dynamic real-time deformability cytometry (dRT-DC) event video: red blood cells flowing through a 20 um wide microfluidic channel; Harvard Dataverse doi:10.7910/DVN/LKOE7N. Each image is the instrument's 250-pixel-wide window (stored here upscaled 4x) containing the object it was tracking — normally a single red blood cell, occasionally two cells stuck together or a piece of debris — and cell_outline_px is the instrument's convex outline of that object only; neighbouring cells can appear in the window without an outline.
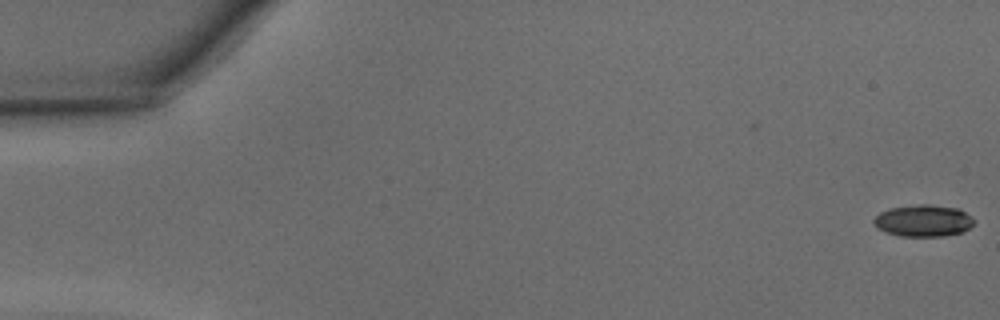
{"species": "common noctule bat (a hibernating species)", "species_latin": "Nyctalus noctula", "temperature_condition": "warm", "stored_images_in_passage": 44, "camera_frame_rate_fps": 3000, "um_per_image_px": 0.085, "animal": {"sex": "male", "body_mass_g": 15.6}, "frame": {"image": 1, "passage_image": 1, "time_ms": 0.0, "image_size_px": [1000, 320], "cell_outline_px": [[976, 220], [964, 232], [944, 236], [900, 236], [884, 232], [876, 228], [872, 220], [880, 212], [888, 208], [920, 204], [928, 204], [956, 208], [972, 216]], "centroid_in_image_um": [78.46, 18.76], "position_along_channel_um": 6.5, "area_um2": 18.73}}
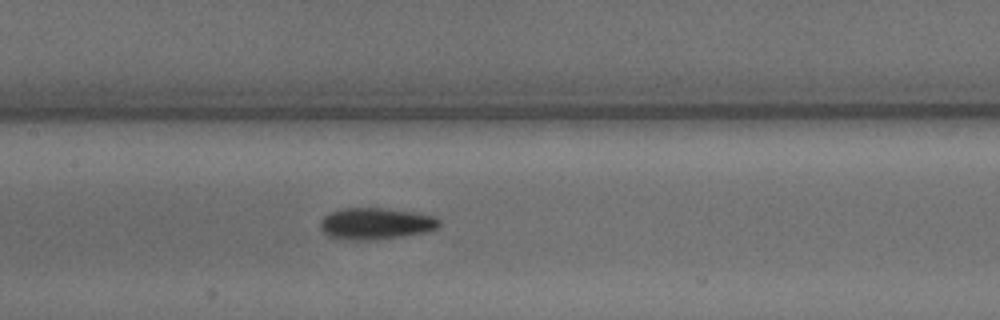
{"frame": {"image": 2, "passage_image": 23, "time_ms": 7.333, "image_size_px": [1000, 320], "cell_outline_px": [[440, 228], [424, 232], [400, 236], [368, 240], [344, 240], [328, 236], [320, 228], [320, 220], [328, 212], [340, 208], [380, 208], [436, 216], [440, 220]], "centroid_in_image_um": [31.89, 19.01], "position_along_channel_um": 175.5, "area_um2": 21.85}}
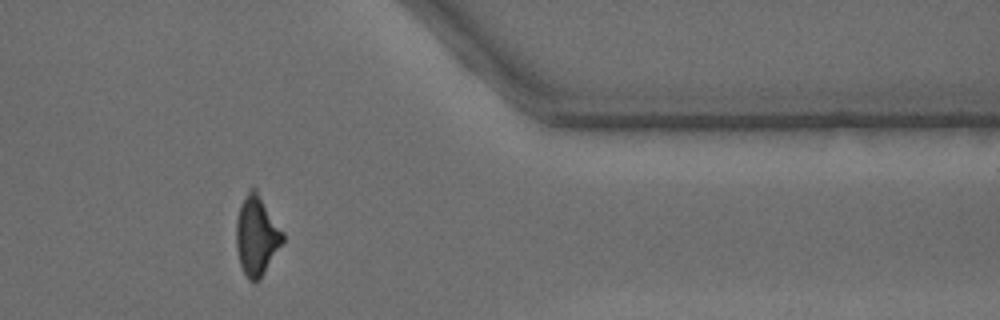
{"frame": {"image": 3, "passage_image": 39, "time_ms": 12.667, "image_size_px": [1000, 320], "cell_outline_px": [[284, 240], [260, 280], [248, 280], [240, 264], [236, 248], [236, 220], [240, 204], [248, 192], [252, 188], [256, 188], [284, 232]], "centroid_in_image_um": [21.82, 20.02], "position_along_channel_um": 389.6, "area_um2": 21.5}, "authors_computed_cell_mechanics": {"area_um2": 20.7213, "velocity_mm_per_s": 4.3618, "shape_relaxation_time_tau1_ms": 2.9076, "shape_relaxation_time_tau2_ms": 1.7712, "deformation_change_tau1": 0.1589, "deformation_change_tau2": 0.0967}}